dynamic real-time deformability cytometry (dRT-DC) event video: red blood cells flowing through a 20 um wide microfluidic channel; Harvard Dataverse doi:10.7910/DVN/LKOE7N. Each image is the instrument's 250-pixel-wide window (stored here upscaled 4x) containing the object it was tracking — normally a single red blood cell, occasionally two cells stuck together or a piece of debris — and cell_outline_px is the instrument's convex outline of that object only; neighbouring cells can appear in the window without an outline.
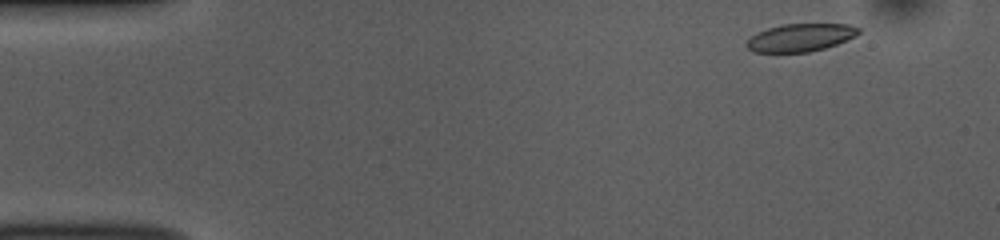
{"species": "common noctule bat (a hibernating species)", "species_latin": "Nyctalus noctula", "temperature_condition": "room temperature", "stored_images_in_passage": 49, "camera_frame_rate_fps": 3000, "um_per_image_px": 0.085, "animal": {"sex": "female", "body_mass_g": 10.0, "forearm_length_mm": 53.1}, "frame": {"image": 1, "passage_image": 2, "time_ms": 0.333, "image_size_px": [1000, 240], "cell_outline_px": [[860, 32], [856, 36], [836, 44], [824, 48], [808, 52], [752, 52], [744, 44], [756, 32], [780, 24], [848, 24], [860, 28]], "centroid_in_image_um": [68.02, 3.19], "position_along_channel_um": 17.0, "area_um2": 18.15}}
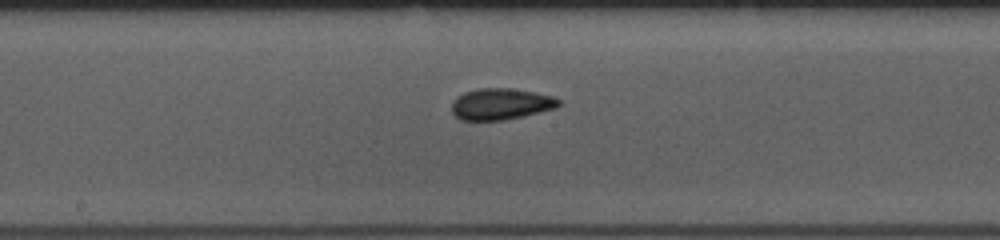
{"frame": {"image": 2, "passage_image": 24, "time_ms": 7.667, "image_size_px": [1000, 240], "cell_outline_px": [[560, 104], [556, 108], [524, 116], [504, 120], [460, 120], [452, 112], [452, 100], [464, 92], [480, 88], [512, 88], [552, 96], [560, 100]], "centroid_in_image_um": [42.55, 8.84], "position_along_channel_um": 205.6, "area_um2": 19.54}}
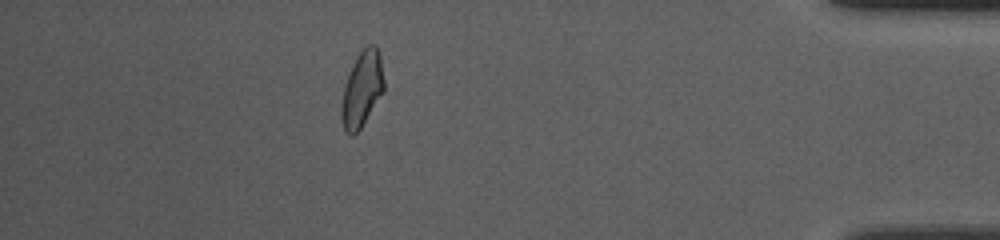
{"frame": {"image": 3, "passage_image": 43, "time_ms": 14.0, "image_size_px": [1000, 240], "cell_outline_px": [[384, 92], [360, 128], [352, 136], [344, 128], [340, 116], [340, 108], [344, 84], [352, 64], [356, 56], [368, 44], [376, 44], [380, 52], [384, 80]], "centroid_in_image_um": [30.77, 7.53], "position_along_channel_um": 404.4, "area_um2": 18.9}, "authors_computed_cell_mechanics": {"area_um2": 19.1318, "velocity_mm_per_s": 3.8684, "shape_relaxation_time_tau1_ms": 3.6489, "shape_relaxation_time_tau2_ms": 2.6979, "deformation_change_tau1": 0.1002, "deformation_change_tau2": 0.0703}}